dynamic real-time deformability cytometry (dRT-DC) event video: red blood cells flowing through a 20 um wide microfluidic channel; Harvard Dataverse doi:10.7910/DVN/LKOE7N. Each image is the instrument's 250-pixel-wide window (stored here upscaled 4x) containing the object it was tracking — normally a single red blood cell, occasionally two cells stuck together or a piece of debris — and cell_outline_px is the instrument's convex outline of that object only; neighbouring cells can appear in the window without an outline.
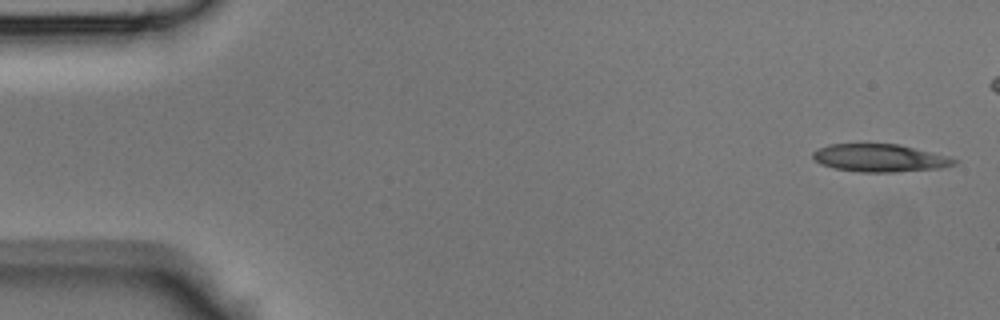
{"species": "Egyptian fruit bat (a non-hibernating species)", "species_latin": "Rousettus aegyptiacus", "temperature_condition": "room temperature", "stored_images_in_passage": 38, "camera_frame_rate_fps": 3000, "um_per_image_px": 0.085, "animal": {"sex": "male"}, "frame": {"image": 1, "passage_image": 1, "time_ms": 0.0, "image_size_px": [1000, 320], "cell_outline_px": [[960, 160], [956, 164], [940, 168], [896, 172], [860, 172], [836, 168], [820, 164], [812, 156], [812, 152], [828, 144], [900, 144], [948, 156]], "centroid_in_image_um": [74.82, 13.43], "position_along_channel_um": 10.2, "area_um2": 22.83}}
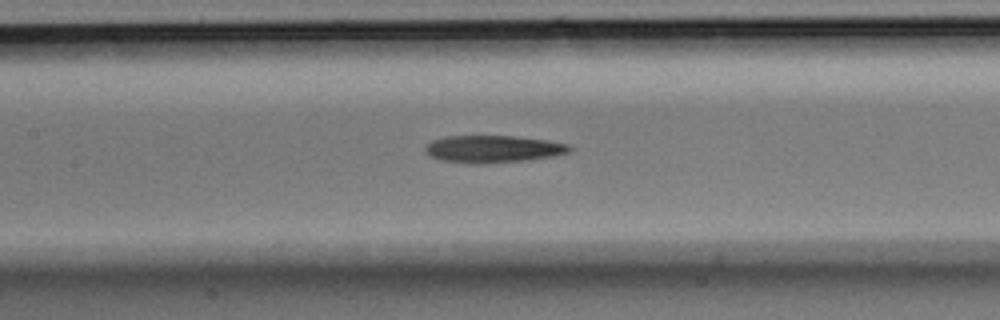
{"frame": {"image": 2, "passage_image": 19, "time_ms": 6.0, "image_size_px": [1000, 320], "cell_outline_px": [[576, 148], [568, 152], [552, 156], [524, 160], [476, 164], [472, 164], [440, 160], [424, 152], [424, 148], [432, 140], [444, 136], [512, 136], [548, 140], [572, 144]], "centroid_in_image_um": [41.93, 12.66], "position_along_channel_um": 165.5, "area_um2": 23.0}}
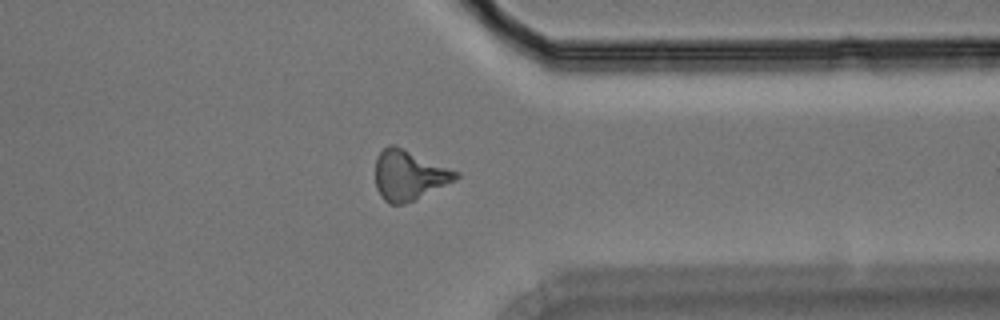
{"frame": {"image": 3, "passage_image": 33, "time_ms": 10.667, "image_size_px": [1000, 320], "cell_outline_px": [[460, 176], [456, 180], [404, 204], [388, 204], [380, 196], [376, 188], [376, 156], [388, 144], [392, 144], [404, 148], [460, 172]], "centroid_in_image_um": [34.75, 14.88], "position_along_channel_um": 376.6, "area_um2": 23.41}}